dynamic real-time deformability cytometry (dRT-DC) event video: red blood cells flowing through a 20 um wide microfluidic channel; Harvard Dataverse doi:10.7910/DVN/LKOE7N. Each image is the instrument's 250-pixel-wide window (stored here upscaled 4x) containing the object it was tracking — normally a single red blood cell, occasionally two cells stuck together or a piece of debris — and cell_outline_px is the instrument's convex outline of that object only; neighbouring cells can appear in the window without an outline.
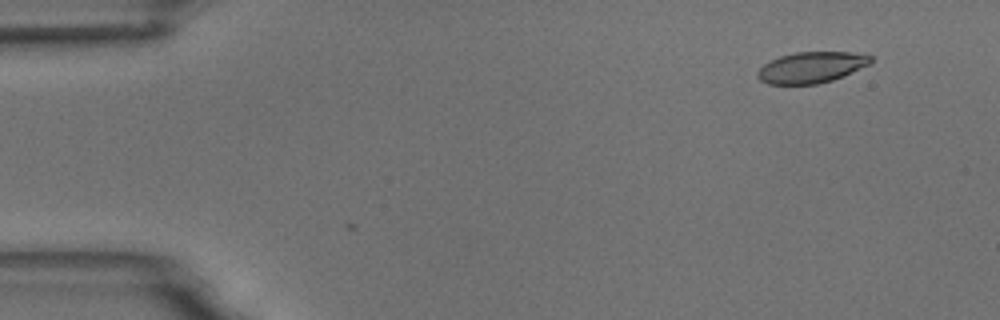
{"species": "common noctule bat (a hibernating species)", "species_latin": "Nyctalus noctula", "temperature_condition": "room temperature", "stored_images_in_passage": 2, "camera_frame_rate_fps": 3000, "um_per_image_px": 0.085, "animal": {"sex": "male", "body_mass_g": 18.8}, "frame": {"image": 1, "passage_image": 1, "time_ms": 0.0, "image_size_px": [1000, 320], "cell_outline_px": [[872, 60], [868, 64], [844, 76], [832, 80], [816, 84], [768, 84], [760, 80], [756, 76], [756, 72], [764, 64], [780, 56], [796, 52], [852, 52], [872, 56]], "centroid_in_image_um": [68.94, 5.73], "position_along_channel_um": 16.1, "area_um2": 20.35}}